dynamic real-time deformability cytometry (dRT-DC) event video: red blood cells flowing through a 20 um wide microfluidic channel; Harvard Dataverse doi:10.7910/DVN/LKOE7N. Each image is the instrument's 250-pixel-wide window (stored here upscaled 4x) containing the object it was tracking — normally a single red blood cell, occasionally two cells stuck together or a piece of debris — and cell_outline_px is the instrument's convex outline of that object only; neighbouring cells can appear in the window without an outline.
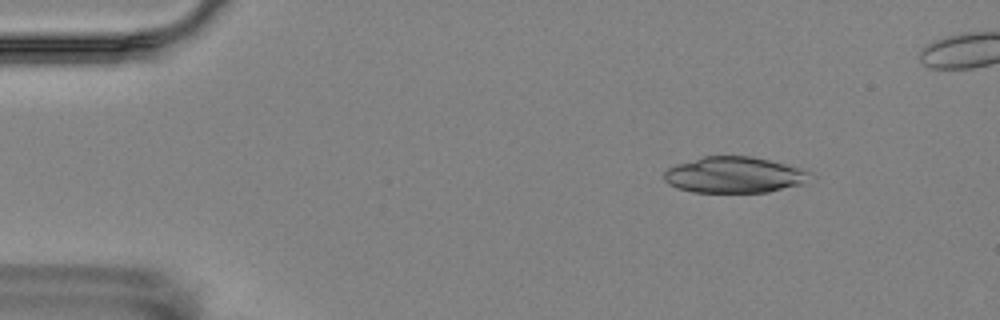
{"species": "Egyptian fruit bat (a non-hibernating species)", "species_latin": "Rousettus aegyptiacus", "temperature_condition": "room temperature", "stored_images_in_passage": 4, "camera_frame_rate_fps": 3000, "um_per_image_px": 0.085, "animal": {"sex": "female"}, "frame": {"image": 1, "passage_image": 1, "time_ms": 0.0, "image_size_px": [1000, 320], "cell_outline_px": [[816, 176], [800, 184], [768, 192], [692, 192], [676, 188], [668, 184], [664, 180], [664, 172], [668, 168], [676, 164], [704, 156], [752, 156], [800, 168], [812, 172]], "centroid_in_image_um": [62.4, 14.87], "position_along_channel_um": 22.6, "area_um2": 30.75}}